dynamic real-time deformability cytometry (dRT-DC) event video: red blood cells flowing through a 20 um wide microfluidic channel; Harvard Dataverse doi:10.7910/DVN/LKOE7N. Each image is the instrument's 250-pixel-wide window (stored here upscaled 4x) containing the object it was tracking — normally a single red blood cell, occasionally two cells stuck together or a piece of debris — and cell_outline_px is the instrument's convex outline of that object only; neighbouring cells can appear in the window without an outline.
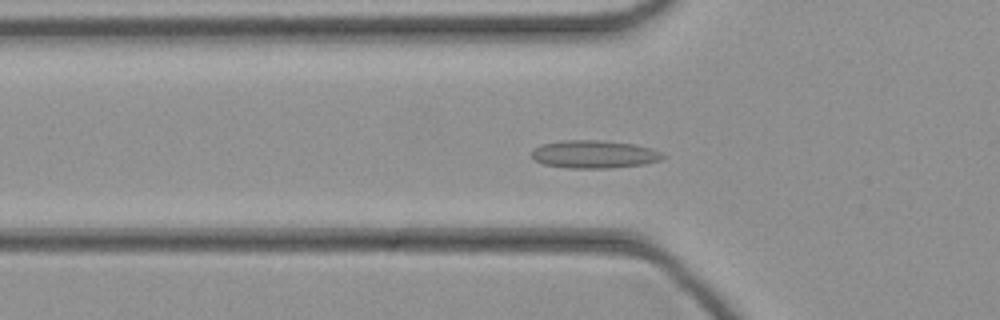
{"species": "common noctule bat (a hibernating species)", "species_latin": "Nyctalus noctula", "temperature_condition": "cold", "stored_images_in_passage": 45, "camera_frame_rate_fps": 3000, "um_per_image_px": 0.085, "animal": {"sex": "female", "body_mass_g": 21.9}, "frame": {"image": 1, "passage_image": 15, "time_ms": 4.667, "image_size_px": [1000, 320], "cell_outline_px": [[668, 156], [660, 160], [644, 164], [608, 168], [568, 168], [544, 164], [532, 160], [532, 148], [540, 144], [560, 140], [600, 140], [636, 144], [652, 148]], "centroid_in_image_um": [50.48, 13.1], "position_along_channel_um": 75.3, "area_um2": 21.62}}
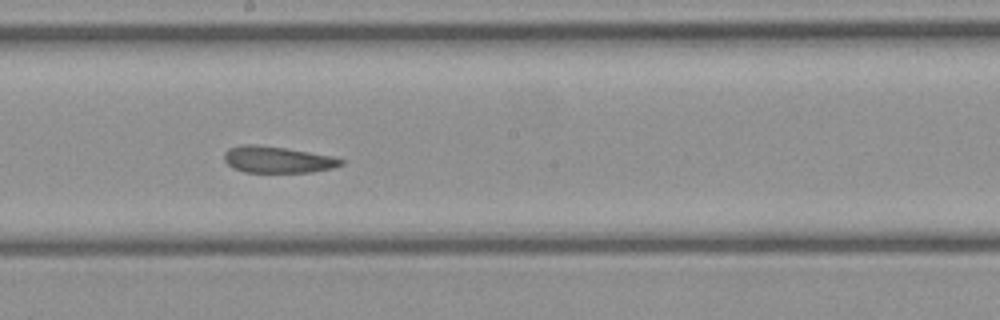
{"frame": {"image": 2, "passage_image": 25, "time_ms": 8.0, "image_size_px": [1000, 320], "cell_outline_px": [[344, 164], [332, 168], [312, 172], [244, 172], [232, 168], [224, 160], [224, 152], [228, 148], [240, 144], [256, 144], [284, 148], [332, 156], [344, 160]], "centroid_in_image_um": [23.55, 13.56], "position_along_channel_um": 224.7, "area_um2": 18.09}}
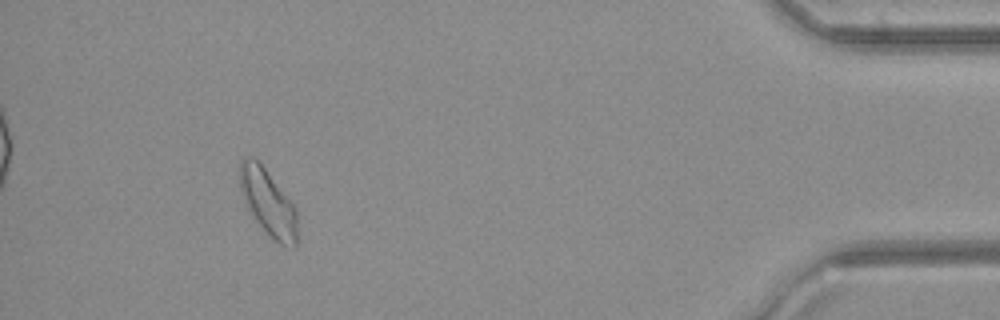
{"frame": {"image": 3, "passage_image": 42, "time_ms": 13.667, "image_size_px": [1000, 320], "cell_outline_px": [[296, 248], [292, 248], [280, 244], [252, 216], [240, 192], [240, 164], [248, 156], [252, 156], [264, 168], [296, 208]], "centroid_in_image_um": [22.78, 17.22], "position_along_channel_um": 412.4, "area_um2": 21.44}}